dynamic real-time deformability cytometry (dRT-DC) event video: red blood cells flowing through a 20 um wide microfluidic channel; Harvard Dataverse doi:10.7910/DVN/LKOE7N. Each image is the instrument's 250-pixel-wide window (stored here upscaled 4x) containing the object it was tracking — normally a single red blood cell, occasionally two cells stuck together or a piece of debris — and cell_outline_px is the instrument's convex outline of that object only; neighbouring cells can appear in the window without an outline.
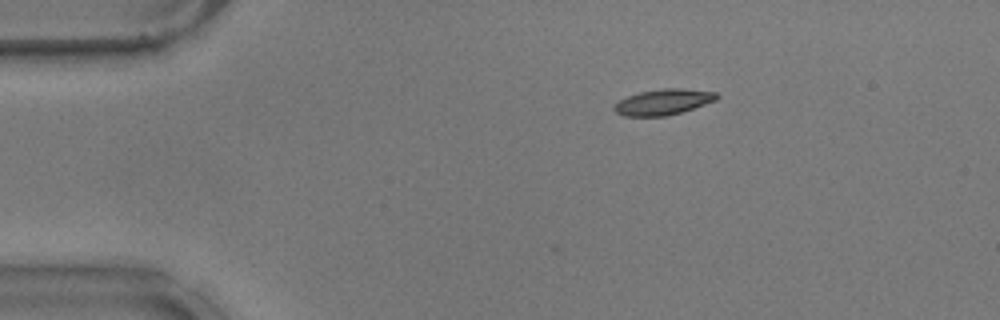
{"species": "common noctule bat (a hibernating species)", "species_latin": "Nyctalus noctula", "temperature_condition": "warm", "stored_images_in_passage": 46, "camera_frame_rate_fps": 3000, "um_per_image_px": 0.085, "animal": {"sex": "male", "body_mass_g": 17.9}, "frame": {"image": 1, "passage_image": 1, "time_ms": 0.0, "image_size_px": [1000, 320], "cell_outline_px": [[720, 96], [716, 100], [668, 116], [624, 116], [616, 112], [612, 108], [620, 100], [628, 96], [640, 92], [664, 88], [680, 88], [716, 92]], "centroid_in_image_um": [56.38, 8.67], "position_along_channel_um": 28.6, "area_um2": 15.2}}
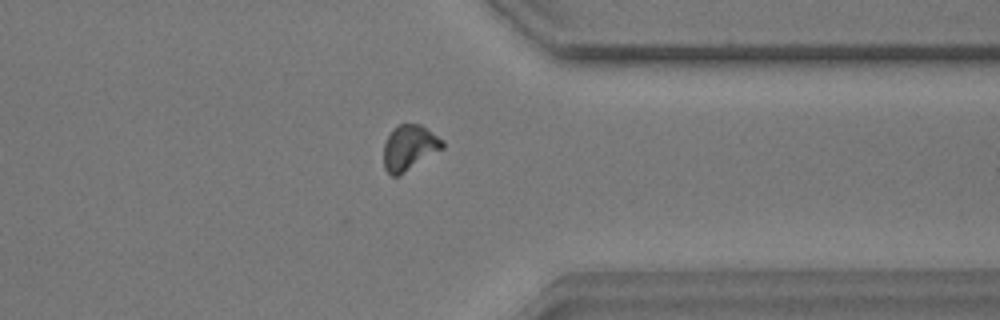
{"frame": {"image": 2, "passage_image": 34, "time_ms": 11.0, "image_size_px": [1000, 320], "cell_outline_px": [[444, 148], [396, 176], [392, 176], [384, 168], [384, 144], [392, 128], [400, 124], [420, 124], [444, 140]], "centroid_in_image_um": [34.79, 12.52], "position_along_channel_um": 376.6, "area_um2": 15.26}}
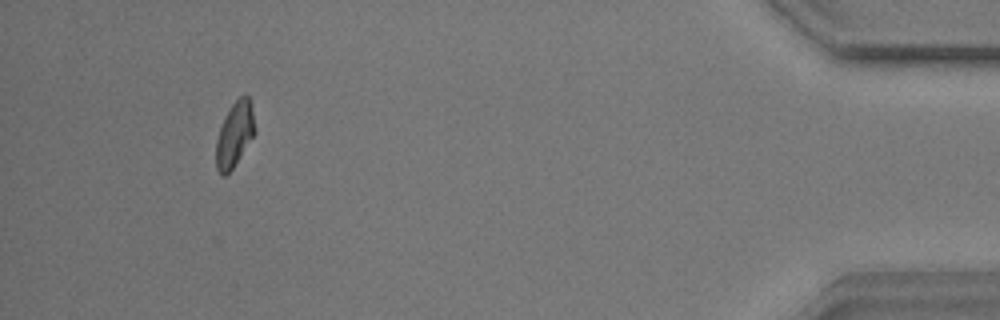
{"frame": {"image": 3, "passage_image": 42, "time_ms": 13.667, "image_size_px": [1000, 320], "cell_outline_px": [[256, 132], [232, 168], [224, 176], [220, 176], [216, 168], [216, 140], [224, 116], [232, 104], [244, 92], [248, 96], [252, 104], [256, 128]], "centroid_in_image_um": [19.95, 11.38], "position_along_channel_um": 415.2, "area_um2": 14.8}, "authors_computed_cell_mechanics": {"area_um2": 15.2592, "velocity_mm_per_s": 3.7241, "shape_relaxation_time_tau1_ms": 5.3742, "shape_relaxation_time_tau2_ms": 6.9858, "deformation_change_tau1": 0.1337, "deformation_change_tau2": 0.1234}}